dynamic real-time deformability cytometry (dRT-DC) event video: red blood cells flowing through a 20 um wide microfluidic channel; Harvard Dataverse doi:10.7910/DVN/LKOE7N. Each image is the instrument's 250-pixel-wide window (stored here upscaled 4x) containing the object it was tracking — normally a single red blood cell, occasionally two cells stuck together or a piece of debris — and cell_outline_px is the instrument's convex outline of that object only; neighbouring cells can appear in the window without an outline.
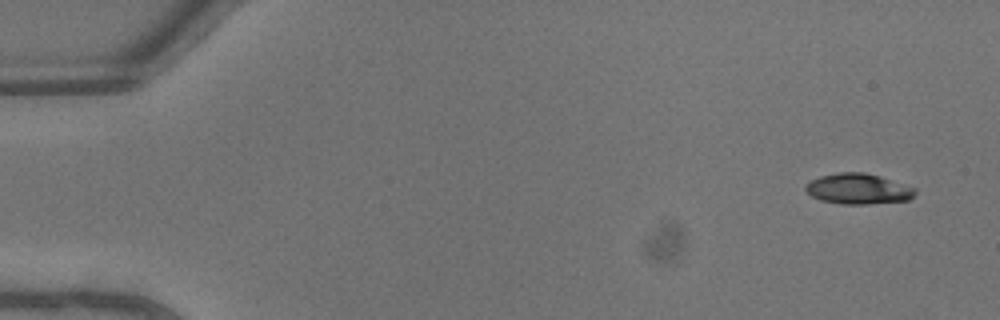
{"species": "common noctule bat (a hibernating species)", "species_latin": "Nyctalus noctula", "temperature_condition": "warm", "stored_images_in_passage": 2, "camera_frame_rate_fps": 3000, "um_per_image_px": 0.085, "animal": {"sex": "male", "body_mass_g": 13.3}, "frame": {"image": 1, "passage_image": 1, "time_ms": 0.0, "image_size_px": [1000, 320], "cell_outline_px": [[916, 192], [908, 200], [868, 204], [840, 204], [820, 200], [812, 196], [804, 188], [804, 184], [820, 176], [840, 172], [864, 172], [880, 176], [916, 188]], "centroid_in_image_um": [72.93, 16.05], "position_along_channel_um": 12.1, "area_um2": 19.48}}